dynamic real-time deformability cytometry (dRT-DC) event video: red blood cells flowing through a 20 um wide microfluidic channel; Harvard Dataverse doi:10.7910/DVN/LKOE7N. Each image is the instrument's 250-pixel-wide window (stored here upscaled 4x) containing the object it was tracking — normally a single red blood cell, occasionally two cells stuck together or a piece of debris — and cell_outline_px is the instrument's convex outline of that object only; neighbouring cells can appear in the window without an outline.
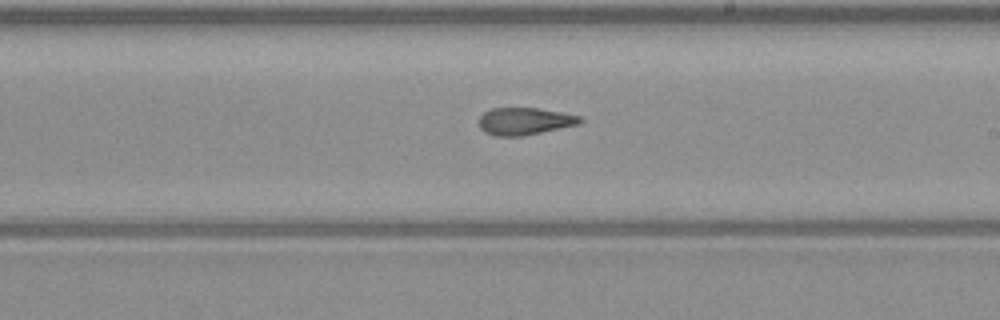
{"species": "common noctule bat (a hibernating species)", "species_latin": "Nyctalus noctula", "temperature_condition": "warm", "stored_images_in_passage": 36, "camera_frame_rate_fps": 3000, "um_per_image_px": 0.085, "animal": {"sex": "male", "body_mass_g": 23.1, "forearm_length_mm": 52.7}, "frame": {"image": 1, "passage_image": 26, "time_ms": 8.333, "image_size_px": [1000, 320], "cell_outline_px": [[584, 120], [580, 124], [520, 136], [496, 136], [484, 132], [480, 128], [476, 120], [484, 112], [492, 108], [540, 108], [580, 116]], "centroid_in_image_um": [44.55, 10.3], "position_along_channel_um": 244.4, "area_um2": 16.13}}